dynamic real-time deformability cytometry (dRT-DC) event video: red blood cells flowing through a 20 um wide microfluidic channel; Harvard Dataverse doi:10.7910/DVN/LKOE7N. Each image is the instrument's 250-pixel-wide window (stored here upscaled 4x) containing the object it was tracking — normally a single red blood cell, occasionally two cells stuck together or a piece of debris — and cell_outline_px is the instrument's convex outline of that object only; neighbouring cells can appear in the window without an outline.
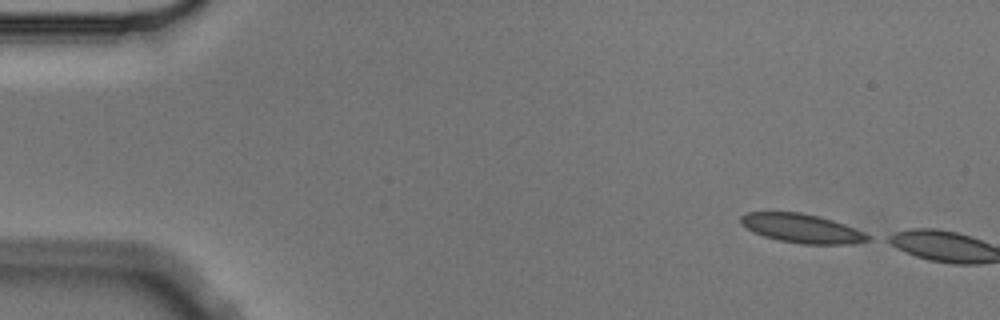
{"species": "Egyptian fruit bat (a non-hibernating species)", "species_latin": "Rousettus aegyptiacus", "temperature_condition": "cold", "stored_images_in_passage": 2, "camera_frame_rate_fps": 3000, "um_per_image_px": 0.085, "animal": {"sex": "male"}, "frame": {"image": 1, "passage_image": 1, "time_ms": 0.0, "image_size_px": [1000, 320], "cell_outline_px": [[872, 240], [852, 244], [800, 244], [780, 240], [764, 236], [752, 232], [740, 224], [740, 216], [748, 212], [800, 212], [820, 216], [844, 224], [864, 232], [872, 236]], "centroid_in_image_um": [68.17, 19.41], "position_along_channel_um": 16.8, "area_um2": 21.62}}